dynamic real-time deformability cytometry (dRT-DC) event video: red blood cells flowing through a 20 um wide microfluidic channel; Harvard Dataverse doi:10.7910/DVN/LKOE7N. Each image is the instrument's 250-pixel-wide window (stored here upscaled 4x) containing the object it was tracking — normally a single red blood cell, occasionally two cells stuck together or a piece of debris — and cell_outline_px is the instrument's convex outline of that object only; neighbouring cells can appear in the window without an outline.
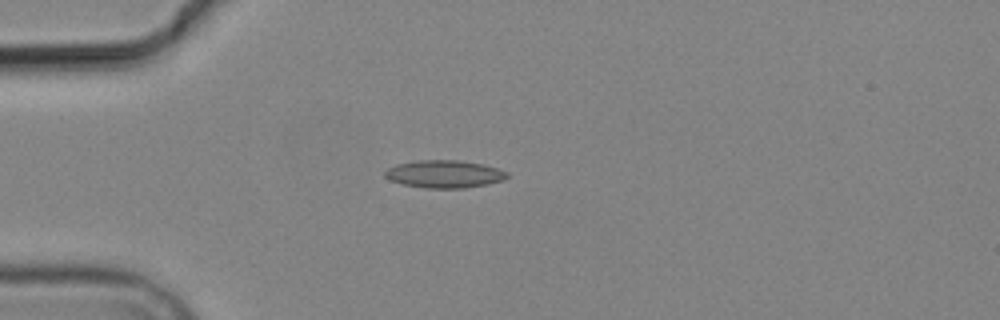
{"species": "common noctule bat (a hibernating species)", "species_latin": "Nyctalus noctula", "temperature_condition": "cold", "stored_images_in_passage": 7, "camera_frame_rate_fps": 3000, "um_per_image_px": 0.085, "animal": {"sex": "male", "body_mass_g": 19.2, "forearm_length_mm": 51.8}, "frame": {"image": 1, "passage_image": 4, "time_ms": 4.667, "image_size_px": [1000, 320], "cell_outline_px": [[508, 176], [504, 180], [488, 184], [464, 188], [424, 188], [404, 184], [392, 180], [384, 176], [384, 172], [388, 168], [396, 164], [420, 160], [460, 160], [484, 164], [508, 172]], "centroid_in_image_um": [37.79, 14.79], "position_along_channel_um": 47.2, "area_um2": 19.65}}
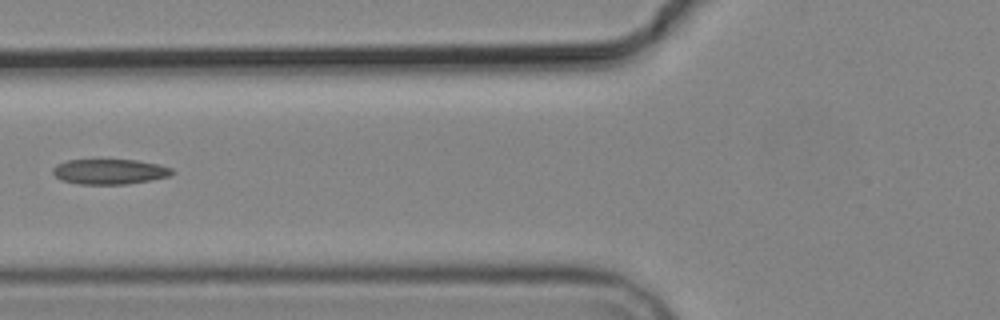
{"frame": {"image": 2, "passage_image": 6, "time_ms": 7.0, "image_size_px": [1000, 320], "cell_outline_px": [[176, 172], [168, 176], [148, 180], [124, 184], [80, 184], [60, 180], [52, 172], [52, 168], [56, 164], [68, 160], [136, 160], [156, 164], [172, 168]], "centroid_in_image_um": [9.28, 14.58], "position_along_channel_um": 116.5, "area_um2": 17.34}}
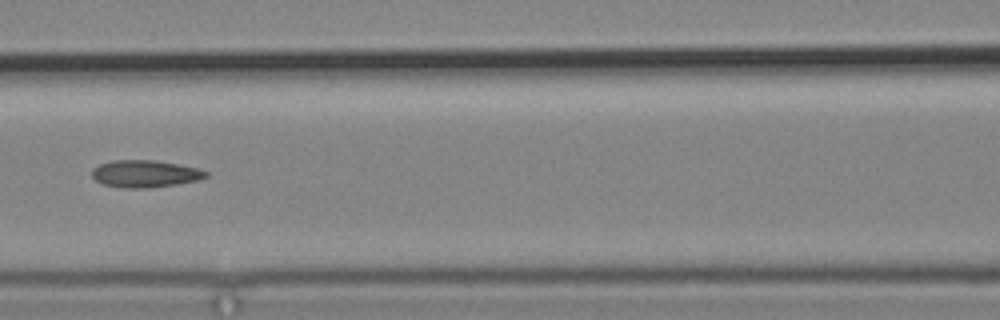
{"frame": {"image": 3, "passage_image": 7, "time_ms": 8.0, "image_size_px": [1000, 320], "cell_outline_px": [[208, 176], [200, 180], [176, 184], [148, 188], [124, 188], [104, 184], [96, 180], [92, 176], [92, 168], [100, 164], [112, 160], [156, 160], [196, 168], [208, 172]], "centroid_in_image_um": [12.32, 14.77], "position_along_channel_um": 154.3, "area_um2": 17.98}}